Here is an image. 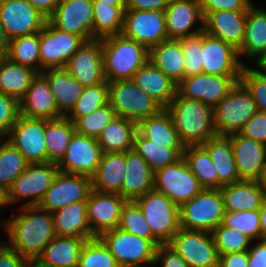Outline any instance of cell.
<instances>
[{"label": "cell", "mask_w": 266, "mask_h": 267, "mask_svg": "<svg viewBox=\"0 0 266 267\" xmlns=\"http://www.w3.org/2000/svg\"><path fill=\"white\" fill-rule=\"evenodd\" d=\"M168 245L189 267H218L219 253L211 233L180 228Z\"/></svg>", "instance_id": "11"}, {"label": "cell", "mask_w": 266, "mask_h": 267, "mask_svg": "<svg viewBox=\"0 0 266 267\" xmlns=\"http://www.w3.org/2000/svg\"><path fill=\"white\" fill-rule=\"evenodd\" d=\"M59 172L57 163L28 164L8 189L9 204L29 199L22 206H37Z\"/></svg>", "instance_id": "9"}, {"label": "cell", "mask_w": 266, "mask_h": 267, "mask_svg": "<svg viewBox=\"0 0 266 267\" xmlns=\"http://www.w3.org/2000/svg\"><path fill=\"white\" fill-rule=\"evenodd\" d=\"M108 103L116 116L138 123L160 113L164 107L147 95L132 80L108 82Z\"/></svg>", "instance_id": "5"}, {"label": "cell", "mask_w": 266, "mask_h": 267, "mask_svg": "<svg viewBox=\"0 0 266 267\" xmlns=\"http://www.w3.org/2000/svg\"><path fill=\"white\" fill-rule=\"evenodd\" d=\"M9 40L6 38L4 30L0 25V58L6 57Z\"/></svg>", "instance_id": "63"}, {"label": "cell", "mask_w": 266, "mask_h": 267, "mask_svg": "<svg viewBox=\"0 0 266 267\" xmlns=\"http://www.w3.org/2000/svg\"><path fill=\"white\" fill-rule=\"evenodd\" d=\"M103 151L96 138L73 133L64 156L57 163L60 172L92 177Z\"/></svg>", "instance_id": "15"}, {"label": "cell", "mask_w": 266, "mask_h": 267, "mask_svg": "<svg viewBox=\"0 0 266 267\" xmlns=\"http://www.w3.org/2000/svg\"><path fill=\"white\" fill-rule=\"evenodd\" d=\"M91 190V177L59 171L38 206L53 213L72 203L87 201Z\"/></svg>", "instance_id": "17"}, {"label": "cell", "mask_w": 266, "mask_h": 267, "mask_svg": "<svg viewBox=\"0 0 266 267\" xmlns=\"http://www.w3.org/2000/svg\"><path fill=\"white\" fill-rule=\"evenodd\" d=\"M132 81L164 108L174 99L177 85L148 60L134 75Z\"/></svg>", "instance_id": "29"}, {"label": "cell", "mask_w": 266, "mask_h": 267, "mask_svg": "<svg viewBox=\"0 0 266 267\" xmlns=\"http://www.w3.org/2000/svg\"><path fill=\"white\" fill-rule=\"evenodd\" d=\"M136 131L135 121L116 116L105 126L97 141L103 153L131 151Z\"/></svg>", "instance_id": "38"}, {"label": "cell", "mask_w": 266, "mask_h": 267, "mask_svg": "<svg viewBox=\"0 0 266 267\" xmlns=\"http://www.w3.org/2000/svg\"><path fill=\"white\" fill-rule=\"evenodd\" d=\"M184 149L159 146L143 137L138 131L134 136L133 150L147 162L154 172L180 160Z\"/></svg>", "instance_id": "42"}, {"label": "cell", "mask_w": 266, "mask_h": 267, "mask_svg": "<svg viewBox=\"0 0 266 267\" xmlns=\"http://www.w3.org/2000/svg\"><path fill=\"white\" fill-rule=\"evenodd\" d=\"M42 74L48 80L60 113L67 116L84 87L64 67L47 69Z\"/></svg>", "instance_id": "35"}, {"label": "cell", "mask_w": 266, "mask_h": 267, "mask_svg": "<svg viewBox=\"0 0 266 267\" xmlns=\"http://www.w3.org/2000/svg\"><path fill=\"white\" fill-rule=\"evenodd\" d=\"M119 228L125 232L151 240L157 247L161 244L151 232L142 211L134 201H127L121 213Z\"/></svg>", "instance_id": "48"}, {"label": "cell", "mask_w": 266, "mask_h": 267, "mask_svg": "<svg viewBox=\"0 0 266 267\" xmlns=\"http://www.w3.org/2000/svg\"><path fill=\"white\" fill-rule=\"evenodd\" d=\"M93 40L121 34L125 10L121 6L92 1Z\"/></svg>", "instance_id": "41"}, {"label": "cell", "mask_w": 266, "mask_h": 267, "mask_svg": "<svg viewBox=\"0 0 266 267\" xmlns=\"http://www.w3.org/2000/svg\"><path fill=\"white\" fill-rule=\"evenodd\" d=\"M240 180L255 181L266 164V145L239 133L228 136Z\"/></svg>", "instance_id": "26"}, {"label": "cell", "mask_w": 266, "mask_h": 267, "mask_svg": "<svg viewBox=\"0 0 266 267\" xmlns=\"http://www.w3.org/2000/svg\"><path fill=\"white\" fill-rule=\"evenodd\" d=\"M40 32L9 40L6 58L41 73Z\"/></svg>", "instance_id": "44"}, {"label": "cell", "mask_w": 266, "mask_h": 267, "mask_svg": "<svg viewBox=\"0 0 266 267\" xmlns=\"http://www.w3.org/2000/svg\"><path fill=\"white\" fill-rule=\"evenodd\" d=\"M257 241L248 249L247 267H266V238Z\"/></svg>", "instance_id": "59"}, {"label": "cell", "mask_w": 266, "mask_h": 267, "mask_svg": "<svg viewBox=\"0 0 266 267\" xmlns=\"http://www.w3.org/2000/svg\"><path fill=\"white\" fill-rule=\"evenodd\" d=\"M260 212V227L262 232V239L266 238V199L264 200Z\"/></svg>", "instance_id": "64"}, {"label": "cell", "mask_w": 266, "mask_h": 267, "mask_svg": "<svg viewBox=\"0 0 266 267\" xmlns=\"http://www.w3.org/2000/svg\"><path fill=\"white\" fill-rule=\"evenodd\" d=\"M48 20L58 29L80 36L85 42L93 40L92 0H61Z\"/></svg>", "instance_id": "20"}, {"label": "cell", "mask_w": 266, "mask_h": 267, "mask_svg": "<svg viewBox=\"0 0 266 267\" xmlns=\"http://www.w3.org/2000/svg\"><path fill=\"white\" fill-rule=\"evenodd\" d=\"M225 212L220 189L204 188L179 207L180 227L211 233L222 223Z\"/></svg>", "instance_id": "6"}, {"label": "cell", "mask_w": 266, "mask_h": 267, "mask_svg": "<svg viewBox=\"0 0 266 267\" xmlns=\"http://www.w3.org/2000/svg\"><path fill=\"white\" fill-rule=\"evenodd\" d=\"M202 146L208 151L219 177V189L226 184L240 181L232 143L228 136H214Z\"/></svg>", "instance_id": "36"}, {"label": "cell", "mask_w": 266, "mask_h": 267, "mask_svg": "<svg viewBox=\"0 0 266 267\" xmlns=\"http://www.w3.org/2000/svg\"><path fill=\"white\" fill-rule=\"evenodd\" d=\"M78 267H119V265L104 243L95 237L85 243Z\"/></svg>", "instance_id": "51"}, {"label": "cell", "mask_w": 266, "mask_h": 267, "mask_svg": "<svg viewBox=\"0 0 266 267\" xmlns=\"http://www.w3.org/2000/svg\"><path fill=\"white\" fill-rule=\"evenodd\" d=\"M18 215L3 221L9 236L6 244L34 261L56 236L52 213L37 206H22Z\"/></svg>", "instance_id": "1"}, {"label": "cell", "mask_w": 266, "mask_h": 267, "mask_svg": "<svg viewBox=\"0 0 266 267\" xmlns=\"http://www.w3.org/2000/svg\"><path fill=\"white\" fill-rule=\"evenodd\" d=\"M56 236L95 238L87 218L86 201H79L52 213Z\"/></svg>", "instance_id": "34"}, {"label": "cell", "mask_w": 266, "mask_h": 267, "mask_svg": "<svg viewBox=\"0 0 266 267\" xmlns=\"http://www.w3.org/2000/svg\"><path fill=\"white\" fill-rule=\"evenodd\" d=\"M116 117L115 111L108 104L92 113L80 117L75 123V131L88 137L98 138L105 126Z\"/></svg>", "instance_id": "50"}, {"label": "cell", "mask_w": 266, "mask_h": 267, "mask_svg": "<svg viewBox=\"0 0 266 267\" xmlns=\"http://www.w3.org/2000/svg\"><path fill=\"white\" fill-rule=\"evenodd\" d=\"M84 88L104 83L101 40L84 42L64 67Z\"/></svg>", "instance_id": "22"}, {"label": "cell", "mask_w": 266, "mask_h": 267, "mask_svg": "<svg viewBox=\"0 0 266 267\" xmlns=\"http://www.w3.org/2000/svg\"><path fill=\"white\" fill-rule=\"evenodd\" d=\"M74 132L75 125L66 116L45 120L47 163H58L61 160Z\"/></svg>", "instance_id": "40"}, {"label": "cell", "mask_w": 266, "mask_h": 267, "mask_svg": "<svg viewBox=\"0 0 266 267\" xmlns=\"http://www.w3.org/2000/svg\"><path fill=\"white\" fill-rule=\"evenodd\" d=\"M104 77L107 82L132 80L149 60V50L122 34L101 39Z\"/></svg>", "instance_id": "3"}, {"label": "cell", "mask_w": 266, "mask_h": 267, "mask_svg": "<svg viewBox=\"0 0 266 267\" xmlns=\"http://www.w3.org/2000/svg\"><path fill=\"white\" fill-rule=\"evenodd\" d=\"M165 109L184 146L202 145L217 135L211 106L196 99L182 97L176 92Z\"/></svg>", "instance_id": "2"}, {"label": "cell", "mask_w": 266, "mask_h": 267, "mask_svg": "<svg viewBox=\"0 0 266 267\" xmlns=\"http://www.w3.org/2000/svg\"><path fill=\"white\" fill-rule=\"evenodd\" d=\"M134 202L142 211L152 235L161 244H168L181 228L179 206L155 190L145 193Z\"/></svg>", "instance_id": "8"}, {"label": "cell", "mask_w": 266, "mask_h": 267, "mask_svg": "<svg viewBox=\"0 0 266 267\" xmlns=\"http://www.w3.org/2000/svg\"><path fill=\"white\" fill-rule=\"evenodd\" d=\"M258 112L250 93L240 83L228 92L213 107L214 126L218 136H229L243 128L244 124Z\"/></svg>", "instance_id": "7"}, {"label": "cell", "mask_w": 266, "mask_h": 267, "mask_svg": "<svg viewBox=\"0 0 266 267\" xmlns=\"http://www.w3.org/2000/svg\"><path fill=\"white\" fill-rule=\"evenodd\" d=\"M247 21V11L218 10L204 16L203 31L240 50Z\"/></svg>", "instance_id": "25"}, {"label": "cell", "mask_w": 266, "mask_h": 267, "mask_svg": "<svg viewBox=\"0 0 266 267\" xmlns=\"http://www.w3.org/2000/svg\"><path fill=\"white\" fill-rule=\"evenodd\" d=\"M149 60L176 85L184 79L185 58L181 39H167L153 46L149 50Z\"/></svg>", "instance_id": "32"}, {"label": "cell", "mask_w": 266, "mask_h": 267, "mask_svg": "<svg viewBox=\"0 0 266 267\" xmlns=\"http://www.w3.org/2000/svg\"><path fill=\"white\" fill-rule=\"evenodd\" d=\"M161 262L160 267H189L179 254L168 244H160L155 255V264Z\"/></svg>", "instance_id": "57"}, {"label": "cell", "mask_w": 266, "mask_h": 267, "mask_svg": "<svg viewBox=\"0 0 266 267\" xmlns=\"http://www.w3.org/2000/svg\"><path fill=\"white\" fill-rule=\"evenodd\" d=\"M19 115L44 120L63 117L57 107L48 80L42 73L37 74L19 101Z\"/></svg>", "instance_id": "24"}, {"label": "cell", "mask_w": 266, "mask_h": 267, "mask_svg": "<svg viewBox=\"0 0 266 267\" xmlns=\"http://www.w3.org/2000/svg\"><path fill=\"white\" fill-rule=\"evenodd\" d=\"M222 224L225 227L244 233L253 241L262 239L259 209L242 212L226 211Z\"/></svg>", "instance_id": "49"}, {"label": "cell", "mask_w": 266, "mask_h": 267, "mask_svg": "<svg viewBox=\"0 0 266 267\" xmlns=\"http://www.w3.org/2000/svg\"><path fill=\"white\" fill-rule=\"evenodd\" d=\"M240 77H224L200 73L185 77L178 85L182 97L196 99L212 108L238 83Z\"/></svg>", "instance_id": "19"}, {"label": "cell", "mask_w": 266, "mask_h": 267, "mask_svg": "<svg viewBox=\"0 0 266 267\" xmlns=\"http://www.w3.org/2000/svg\"><path fill=\"white\" fill-rule=\"evenodd\" d=\"M121 34L150 50L168 39L165 11L125 9Z\"/></svg>", "instance_id": "12"}, {"label": "cell", "mask_w": 266, "mask_h": 267, "mask_svg": "<svg viewBox=\"0 0 266 267\" xmlns=\"http://www.w3.org/2000/svg\"><path fill=\"white\" fill-rule=\"evenodd\" d=\"M250 5L248 0H200L203 16L218 10L248 11Z\"/></svg>", "instance_id": "56"}, {"label": "cell", "mask_w": 266, "mask_h": 267, "mask_svg": "<svg viewBox=\"0 0 266 267\" xmlns=\"http://www.w3.org/2000/svg\"><path fill=\"white\" fill-rule=\"evenodd\" d=\"M108 82L85 87L73 109L66 116L75 123L80 117H84L96 109L108 104Z\"/></svg>", "instance_id": "46"}, {"label": "cell", "mask_w": 266, "mask_h": 267, "mask_svg": "<svg viewBox=\"0 0 266 267\" xmlns=\"http://www.w3.org/2000/svg\"><path fill=\"white\" fill-rule=\"evenodd\" d=\"M239 82L250 93L258 111L266 112V76L257 68L244 65Z\"/></svg>", "instance_id": "52"}, {"label": "cell", "mask_w": 266, "mask_h": 267, "mask_svg": "<svg viewBox=\"0 0 266 267\" xmlns=\"http://www.w3.org/2000/svg\"><path fill=\"white\" fill-rule=\"evenodd\" d=\"M257 186L263 191L265 197H266V164L262 168L261 172L259 173V176L255 180Z\"/></svg>", "instance_id": "65"}, {"label": "cell", "mask_w": 266, "mask_h": 267, "mask_svg": "<svg viewBox=\"0 0 266 267\" xmlns=\"http://www.w3.org/2000/svg\"><path fill=\"white\" fill-rule=\"evenodd\" d=\"M225 211L242 212L257 210L266 199L255 181L240 180L220 188Z\"/></svg>", "instance_id": "33"}, {"label": "cell", "mask_w": 266, "mask_h": 267, "mask_svg": "<svg viewBox=\"0 0 266 267\" xmlns=\"http://www.w3.org/2000/svg\"><path fill=\"white\" fill-rule=\"evenodd\" d=\"M0 267H30V261L11 249L5 242H1Z\"/></svg>", "instance_id": "58"}, {"label": "cell", "mask_w": 266, "mask_h": 267, "mask_svg": "<svg viewBox=\"0 0 266 267\" xmlns=\"http://www.w3.org/2000/svg\"><path fill=\"white\" fill-rule=\"evenodd\" d=\"M46 20L27 0H0V25L8 40L40 32Z\"/></svg>", "instance_id": "16"}, {"label": "cell", "mask_w": 266, "mask_h": 267, "mask_svg": "<svg viewBox=\"0 0 266 267\" xmlns=\"http://www.w3.org/2000/svg\"><path fill=\"white\" fill-rule=\"evenodd\" d=\"M5 206H9L8 190L0 185V212H2L1 210Z\"/></svg>", "instance_id": "66"}, {"label": "cell", "mask_w": 266, "mask_h": 267, "mask_svg": "<svg viewBox=\"0 0 266 267\" xmlns=\"http://www.w3.org/2000/svg\"><path fill=\"white\" fill-rule=\"evenodd\" d=\"M125 176L121 187V196L127 201H134L152 191L154 171L134 150L125 152Z\"/></svg>", "instance_id": "28"}, {"label": "cell", "mask_w": 266, "mask_h": 267, "mask_svg": "<svg viewBox=\"0 0 266 267\" xmlns=\"http://www.w3.org/2000/svg\"><path fill=\"white\" fill-rule=\"evenodd\" d=\"M181 47L185 58L184 78L202 73V32L181 38Z\"/></svg>", "instance_id": "53"}, {"label": "cell", "mask_w": 266, "mask_h": 267, "mask_svg": "<svg viewBox=\"0 0 266 267\" xmlns=\"http://www.w3.org/2000/svg\"><path fill=\"white\" fill-rule=\"evenodd\" d=\"M248 250L220 255L218 267H247Z\"/></svg>", "instance_id": "61"}, {"label": "cell", "mask_w": 266, "mask_h": 267, "mask_svg": "<svg viewBox=\"0 0 266 267\" xmlns=\"http://www.w3.org/2000/svg\"><path fill=\"white\" fill-rule=\"evenodd\" d=\"M203 73L224 77H240L245 64L238 50L226 42L202 32Z\"/></svg>", "instance_id": "18"}, {"label": "cell", "mask_w": 266, "mask_h": 267, "mask_svg": "<svg viewBox=\"0 0 266 267\" xmlns=\"http://www.w3.org/2000/svg\"><path fill=\"white\" fill-rule=\"evenodd\" d=\"M238 54L256 62L266 54V8L255 7L253 3L249 6L245 37Z\"/></svg>", "instance_id": "30"}, {"label": "cell", "mask_w": 266, "mask_h": 267, "mask_svg": "<svg viewBox=\"0 0 266 267\" xmlns=\"http://www.w3.org/2000/svg\"><path fill=\"white\" fill-rule=\"evenodd\" d=\"M203 189L183 157L154 172L153 190L164 194L179 207Z\"/></svg>", "instance_id": "10"}, {"label": "cell", "mask_w": 266, "mask_h": 267, "mask_svg": "<svg viewBox=\"0 0 266 267\" xmlns=\"http://www.w3.org/2000/svg\"><path fill=\"white\" fill-rule=\"evenodd\" d=\"M126 202L117 193H101L92 189L86 201L91 233L98 237L105 231L118 228Z\"/></svg>", "instance_id": "21"}, {"label": "cell", "mask_w": 266, "mask_h": 267, "mask_svg": "<svg viewBox=\"0 0 266 267\" xmlns=\"http://www.w3.org/2000/svg\"><path fill=\"white\" fill-rule=\"evenodd\" d=\"M170 2L171 0H127L126 9L164 11Z\"/></svg>", "instance_id": "60"}, {"label": "cell", "mask_w": 266, "mask_h": 267, "mask_svg": "<svg viewBox=\"0 0 266 267\" xmlns=\"http://www.w3.org/2000/svg\"><path fill=\"white\" fill-rule=\"evenodd\" d=\"M98 238L114 256L119 267L155 265L157 246L149 239L125 232L119 227L103 232Z\"/></svg>", "instance_id": "4"}, {"label": "cell", "mask_w": 266, "mask_h": 267, "mask_svg": "<svg viewBox=\"0 0 266 267\" xmlns=\"http://www.w3.org/2000/svg\"><path fill=\"white\" fill-rule=\"evenodd\" d=\"M137 131L145 138L165 148H185L170 114L164 108L160 113L140 120Z\"/></svg>", "instance_id": "37"}, {"label": "cell", "mask_w": 266, "mask_h": 267, "mask_svg": "<svg viewBox=\"0 0 266 267\" xmlns=\"http://www.w3.org/2000/svg\"><path fill=\"white\" fill-rule=\"evenodd\" d=\"M24 156L5 138L0 139V185L7 190L14 180L26 169Z\"/></svg>", "instance_id": "45"}, {"label": "cell", "mask_w": 266, "mask_h": 267, "mask_svg": "<svg viewBox=\"0 0 266 267\" xmlns=\"http://www.w3.org/2000/svg\"><path fill=\"white\" fill-rule=\"evenodd\" d=\"M92 1H102L115 6H121L124 10L126 9L127 0H92Z\"/></svg>", "instance_id": "67"}, {"label": "cell", "mask_w": 266, "mask_h": 267, "mask_svg": "<svg viewBox=\"0 0 266 267\" xmlns=\"http://www.w3.org/2000/svg\"><path fill=\"white\" fill-rule=\"evenodd\" d=\"M256 63L255 67L266 76V54Z\"/></svg>", "instance_id": "68"}, {"label": "cell", "mask_w": 266, "mask_h": 267, "mask_svg": "<svg viewBox=\"0 0 266 267\" xmlns=\"http://www.w3.org/2000/svg\"><path fill=\"white\" fill-rule=\"evenodd\" d=\"M164 11L168 39H181L203 32L204 16L200 0H171ZM197 22L201 26L195 29Z\"/></svg>", "instance_id": "23"}, {"label": "cell", "mask_w": 266, "mask_h": 267, "mask_svg": "<svg viewBox=\"0 0 266 267\" xmlns=\"http://www.w3.org/2000/svg\"><path fill=\"white\" fill-rule=\"evenodd\" d=\"M5 139L18 149L29 164L47 163L44 119L19 115Z\"/></svg>", "instance_id": "14"}, {"label": "cell", "mask_w": 266, "mask_h": 267, "mask_svg": "<svg viewBox=\"0 0 266 267\" xmlns=\"http://www.w3.org/2000/svg\"><path fill=\"white\" fill-rule=\"evenodd\" d=\"M84 42L80 36L60 30L46 20L40 31L41 73L47 69L65 67Z\"/></svg>", "instance_id": "13"}, {"label": "cell", "mask_w": 266, "mask_h": 267, "mask_svg": "<svg viewBox=\"0 0 266 267\" xmlns=\"http://www.w3.org/2000/svg\"><path fill=\"white\" fill-rule=\"evenodd\" d=\"M47 20L54 14L61 0H27Z\"/></svg>", "instance_id": "62"}, {"label": "cell", "mask_w": 266, "mask_h": 267, "mask_svg": "<svg viewBox=\"0 0 266 267\" xmlns=\"http://www.w3.org/2000/svg\"><path fill=\"white\" fill-rule=\"evenodd\" d=\"M38 72L6 57L0 58V92L18 102L25 95Z\"/></svg>", "instance_id": "39"}, {"label": "cell", "mask_w": 266, "mask_h": 267, "mask_svg": "<svg viewBox=\"0 0 266 267\" xmlns=\"http://www.w3.org/2000/svg\"><path fill=\"white\" fill-rule=\"evenodd\" d=\"M183 158L203 188L219 189L217 171L208 151L202 145L185 146Z\"/></svg>", "instance_id": "43"}, {"label": "cell", "mask_w": 266, "mask_h": 267, "mask_svg": "<svg viewBox=\"0 0 266 267\" xmlns=\"http://www.w3.org/2000/svg\"><path fill=\"white\" fill-rule=\"evenodd\" d=\"M211 235L219 256L248 250L251 243H256L244 233L225 227L222 223L211 232Z\"/></svg>", "instance_id": "47"}, {"label": "cell", "mask_w": 266, "mask_h": 267, "mask_svg": "<svg viewBox=\"0 0 266 267\" xmlns=\"http://www.w3.org/2000/svg\"><path fill=\"white\" fill-rule=\"evenodd\" d=\"M30 267H50V266H45V265H30Z\"/></svg>", "instance_id": "69"}, {"label": "cell", "mask_w": 266, "mask_h": 267, "mask_svg": "<svg viewBox=\"0 0 266 267\" xmlns=\"http://www.w3.org/2000/svg\"><path fill=\"white\" fill-rule=\"evenodd\" d=\"M239 134L266 145V112H256L244 124Z\"/></svg>", "instance_id": "55"}, {"label": "cell", "mask_w": 266, "mask_h": 267, "mask_svg": "<svg viewBox=\"0 0 266 267\" xmlns=\"http://www.w3.org/2000/svg\"><path fill=\"white\" fill-rule=\"evenodd\" d=\"M89 239L92 238L55 236L30 265L78 267L81 251Z\"/></svg>", "instance_id": "27"}, {"label": "cell", "mask_w": 266, "mask_h": 267, "mask_svg": "<svg viewBox=\"0 0 266 267\" xmlns=\"http://www.w3.org/2000/svg\"><path fill=\"white\" fill-rule=\"evenodd\" d=\"M125 173V152L103 153L97 170L91 177L92 189L121 196Z\"/></svg>", "instance_id": "31"}, {"label": "cell", "mask_w": 266, "mask_h": 267, "mask_svg": "<svg viewBox=\"0 0 266 267\" xmlns=\"http://www.w3.org/2000/svg\"><path fill=\"white\" fill-rule=\"evenodd\" d=\"M19 117V102L0 92V139L6 138Z\"/></svg>", "instance_id": "54"}]
</instances>
